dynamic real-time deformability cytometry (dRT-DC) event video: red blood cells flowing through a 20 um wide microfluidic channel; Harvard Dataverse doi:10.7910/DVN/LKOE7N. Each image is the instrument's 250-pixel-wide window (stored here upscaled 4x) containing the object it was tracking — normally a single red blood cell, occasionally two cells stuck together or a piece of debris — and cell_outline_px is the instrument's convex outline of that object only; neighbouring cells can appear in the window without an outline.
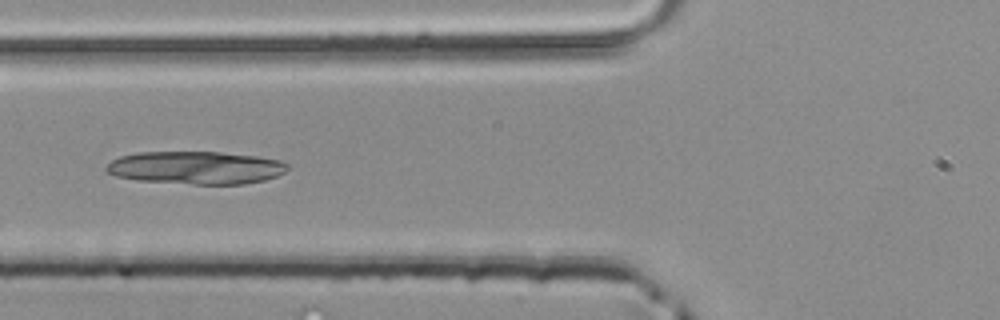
{"species": "common noctule bat (a hibernating species)", "species_latin": "Nyctalus noctula", "temperature_condition": "room temperature", "stored_images_in_passage": 36, "camera_frame_rate_fps": 3000, "um_per_image_px": 0.085, "animal": {"sex": "male", "body_mass_g": 20.4}, "frame": {"image": 1, "passage_image": 8, "time_ms": 2.333, "image_size_px": [1000, 320], "cell_outline_px": [[288, 168], [284, 172], [276, 176], [264, 180], [244, 184], [192, 184], [140, 180], [116, 176], [108, 172], [104, 168], [112, 160], [120, 156], [136, 152], [220, 152], [256, 156], [280, 160], [288, 164]], "centroid_in_image_um": [16.65, 14.25], "position_along_channel_um": 109.1, "area_um2": 34.56}}
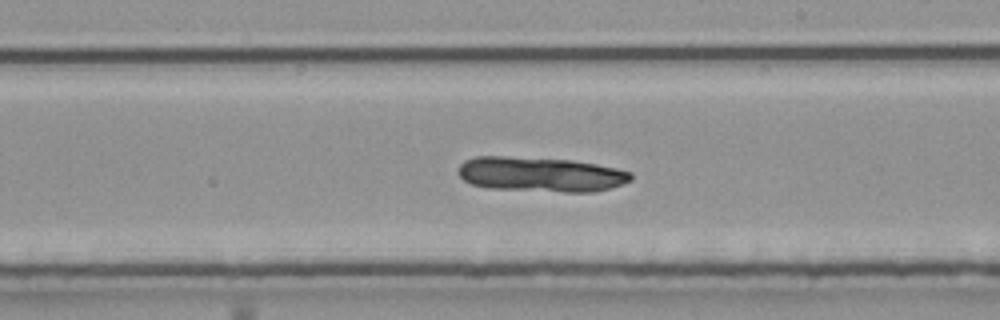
{"frame": {"image": 2, "passage_image": 17, "time_ms": 5.333, "image_size_px": [1000, 320], "cell_outline_px": [[632, 180], [596, 192], [564, 192], [488, 188], [472, 184], [464, 180], [456, 172], [460, 164], [464, 160], [476, 156], [504, 156], [572, 160], [596, 164], [616, 168], [632, 172]], "centroid_in_image_um": [45.93, 14.82], "position_along_channel_um": 243.1, "area_um2": 35.14}}
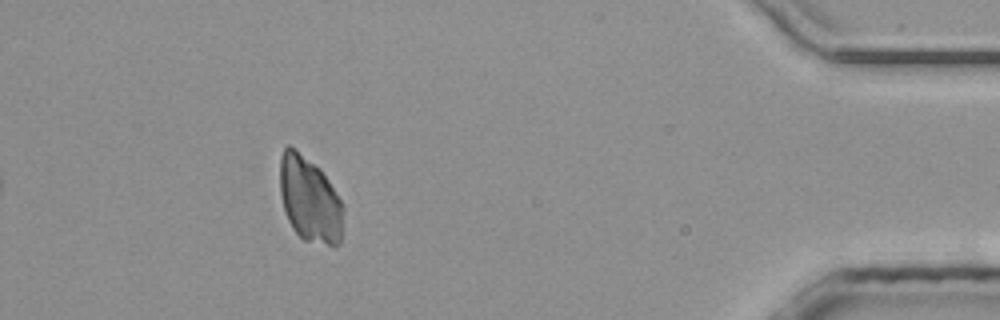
{"frame": {"image": 3, "passage_image": 32, "time_ms": 10.333, "image_size_px": [1000, 320], "cell_outline_px": [[344, 208], [340, 244], [328, 244], [304, 240], [292, 228], [288, 220], [284, 208], [280, 192], [280, 156], [284, 148], [288, 144], [296, 148], [320, 168], [328, 180], [340, 200]], "centroid_in_image_um": [26.31, 16.92], "position_along_channel_um": 408.9, "area_um2": 31.5}}